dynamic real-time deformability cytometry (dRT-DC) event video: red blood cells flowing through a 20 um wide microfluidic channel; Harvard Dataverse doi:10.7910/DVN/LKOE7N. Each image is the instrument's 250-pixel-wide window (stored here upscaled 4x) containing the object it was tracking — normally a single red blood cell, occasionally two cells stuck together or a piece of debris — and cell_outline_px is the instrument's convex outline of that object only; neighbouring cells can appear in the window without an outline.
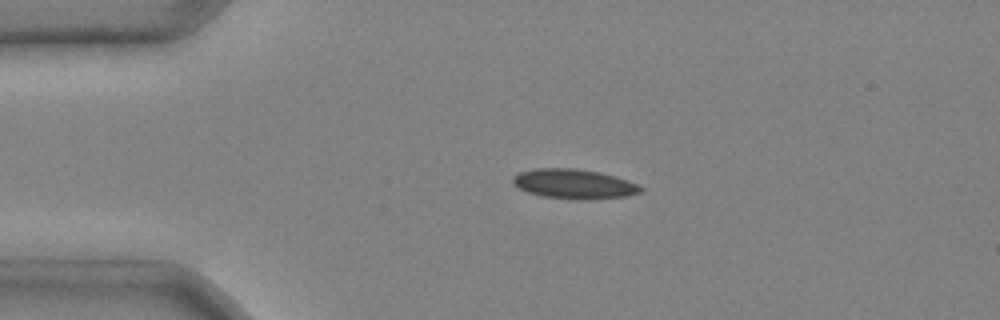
{"species": "common noctule bat (a hibernating species)", "species_latin": "Nyctalus noctula", "temperature_condition": "cold", "stored_images_in_passage": 2, "camera_frame_rate_fps": 3000, "um_per_image_px": 0.085, "animal": {"sex": "male", "body_mass_g": 20.4}, "frame": {"image": 1, "passage_image": 1, "time_ms": 0.0, "image_size_px": [1000, 320], "cell_outline_px": [[644, 192], [624, 196], [588, 200], [576, 200], [540, 196], [516, 188], [512, 184], [512, 176], [520, 172], [536, 168], [576, 168], [600, 172], [616, 176], [628, 180], [644, 188]], "centroid_in_image_um": [48.77, 15.64], "position_along_channel_um": 36.2, "area_um2": 22.48}}